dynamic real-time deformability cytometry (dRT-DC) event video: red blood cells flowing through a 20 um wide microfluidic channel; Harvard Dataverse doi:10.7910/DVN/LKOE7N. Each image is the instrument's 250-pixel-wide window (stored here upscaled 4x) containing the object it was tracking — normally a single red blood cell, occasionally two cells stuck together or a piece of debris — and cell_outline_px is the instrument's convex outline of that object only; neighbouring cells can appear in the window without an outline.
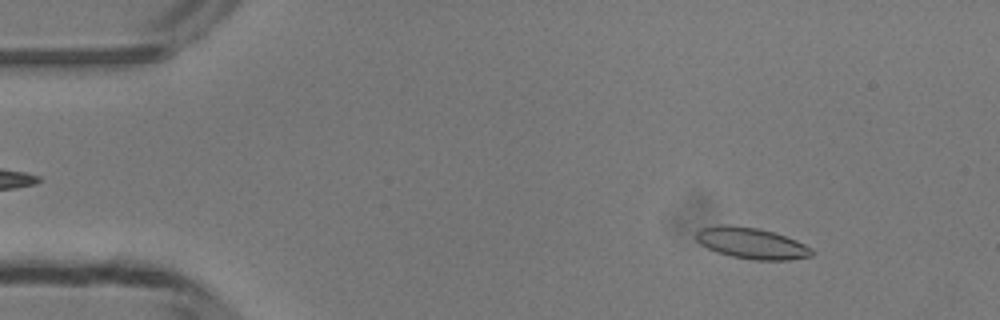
{"species": "common noctule bat (a hibernating species)", "species_latin": "Nyctalus noctula", "temperature_condition": "room temperature", "stored_images_in_passage": 49, "camera_frame_rate_fps": 3000, "um_per_image_px": 0.085, "animal": {"sex": "male", "body_mass_g": 13.3}, "frame": {"image": 1, "passage_image": 6, "time_ms": 1.667, "image_size_px": [1000, 320], "cell_outline_px": [[812, 256], [788, 260], [752, 260], [732, 256], [716, 252], [700, 244], [696, 240], [696, 232], [700, 228], [720, 224], [728, 224], [760, 228], [796, 240], [812, 248]], "centroid_in_image_um": [63.85, 20.67], "position_along_channel_um": 21.2, "area_um2": 21.1}}
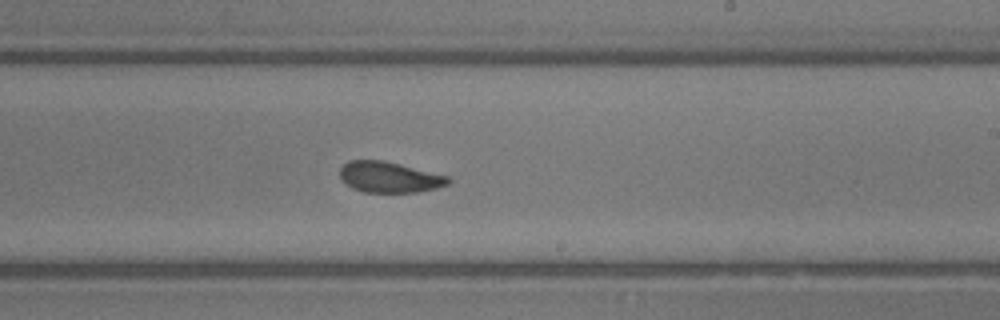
{"frame": {"image": 2, "passage_image": 29, "time_ms": 9.333, "image_size_px": [1000, 320], "cell_outline_px": [[452, 180], [448, 184], [436, 188], [420, 192], [364, 192], [352, 188], [340, 180], [340, 168], [348, 160], [384, 160], [448, 176]], "centroid_in_image_um": [33.07, 15.06], "position_along_channel_um": 255.9, "area_um2": 19.54}}
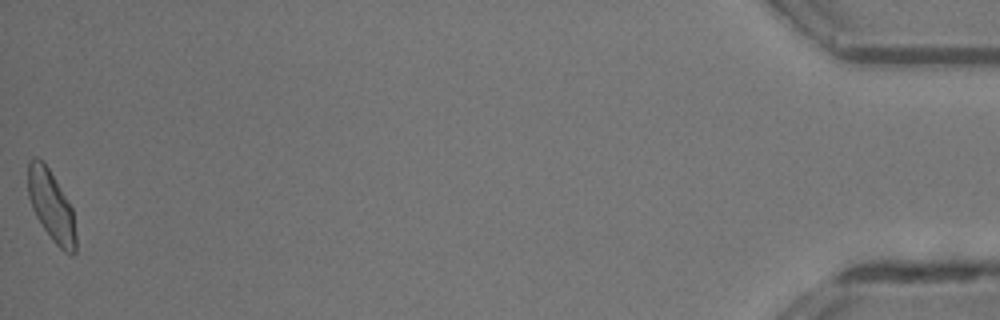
{"frame": {"image": 3, "passage_image": 49, "time_ms": 16.0, "image_size_px": [1000, 320], "cell_outline_px": [[76, 252], [72, 256], [64, 252], [52, 240], [36, 216], [32, 208], [28, 196], [28, 160], [32, 156], [36, 156], [44, 160], [68, 200], [72, 208], [76, 236]], "centroid_in_image_um": [4.35, 17.47], "position_along_channel_um": 430.8, "area_um2": 19.94}, "authors_computed_cell_mechanics": {"area_um2": 19.941, "velocity_mm_per_s": 4.1838, "shape_relaxation_time_tau1_ms": 5.4487, "shape_relaxation_time_tau2_ms": 1.9473, "deformation_change_tau1": 0.1344, "deformation_change_tau2": 0.0794}}